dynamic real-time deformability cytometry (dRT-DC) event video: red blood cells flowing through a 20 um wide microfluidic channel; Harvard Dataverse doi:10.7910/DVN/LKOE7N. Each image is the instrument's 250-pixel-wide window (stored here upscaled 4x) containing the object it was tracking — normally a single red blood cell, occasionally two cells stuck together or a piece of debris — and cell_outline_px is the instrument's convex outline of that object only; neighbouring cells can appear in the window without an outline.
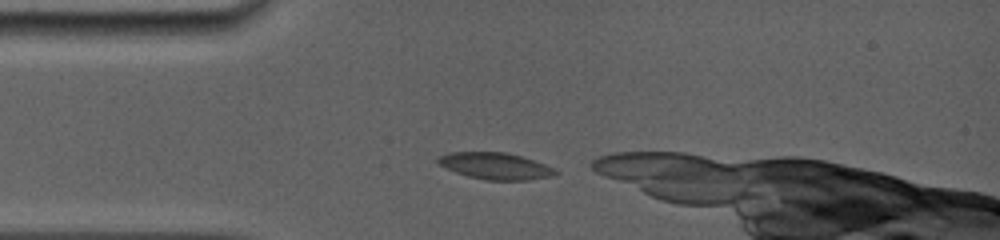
{"species": "common noctule bat (a hibernating species)", "species_latin": "Nyctalus noctula", "temperature_condition": "room temperature", "stored_images_in_passage": 4, "camera_frame_rate_fps": 5000, "um_per_image_px": 0.085, "animal": {"sex": "female", "body_mass_g": 19.0, "forearm_length_mm": 56.7}, "frame": {"image": 1, "passage_image": 1, "time_ms": 0.0, "image_size_px": [1000, 240], "cell_outline_px": [[560, 172], [552, 176], [528, 180], [488, 180], [468, 176], [456, 172], [440, 164], [436, 160], [436, 156], [448, 152], [504, 152], [520, 156], [556, 168]], "centroid_in_image_um": [42.11, 14.1], "position_along_channel_um": 42.9, "area_um2": 18.15}}
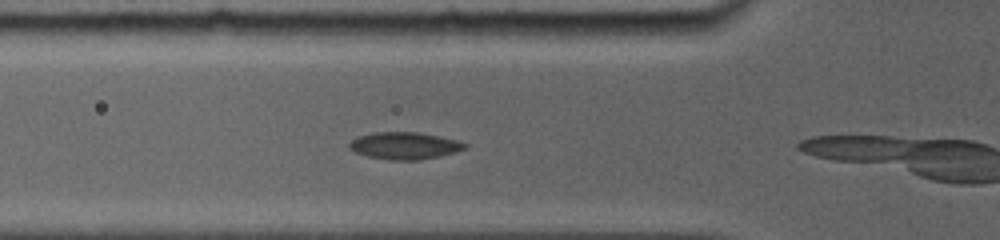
{"frame": {"image": 2, "passage_image": 3, "time_ms": 1.6, "image_size_px": [1000, 240], "cell_outline_px": [[468, 148], [456, 152], [420, 160], [388, 160], [368, 156], [356, 152], [348, 148], [348, 144], [356, 136], [372, 132], [420, 132], [460, 140], [468, 144]], "centroid_in_image_um": [34.41, 12.37], "position_along_channel_um": 91.4, "area_um2": 18.55}}